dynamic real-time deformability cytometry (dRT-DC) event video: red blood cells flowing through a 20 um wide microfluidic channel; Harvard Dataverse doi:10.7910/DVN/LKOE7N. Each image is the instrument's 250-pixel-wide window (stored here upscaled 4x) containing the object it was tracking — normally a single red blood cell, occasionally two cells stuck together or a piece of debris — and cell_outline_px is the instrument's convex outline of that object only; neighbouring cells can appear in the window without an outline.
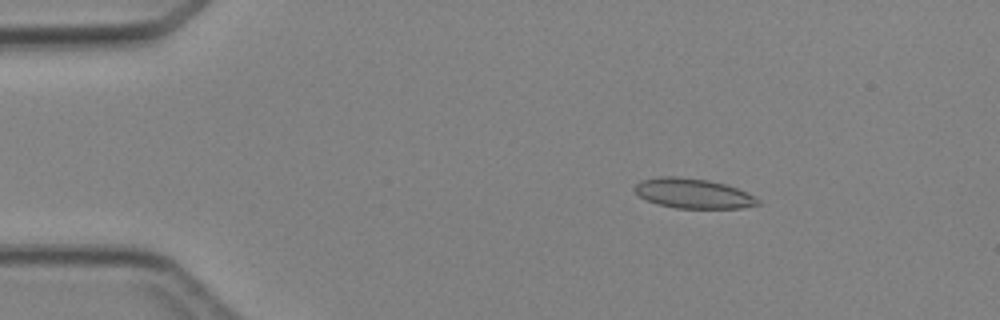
{"species": "Egyptian fruit bat (a non-hibernating species)", "species_latin": "Rousettus aegyptiacus", "temperature_condition": "cold", "stored_images_in_passage": 4, "camera_frame_rate_fps": 3000, "um_per_image_px": 0.085, "animal": {"sex": "female"}, "frame": {"image": 1, "passage_image": 3, "time_ms": 2.333, "image_size_px": [1000, 320], "cell_outline_px": [[760, 204], [744, 208], [676, 208], [656, 204], [640, 196], [632, 188], [640, 180], [656, 176], [676, 176], [708, 180], [724, 184], [748, 192], [760, 200]], "centroid_in_image_um": [58.9, 16.44], "position_along_channel_um": 26.1, "area_um2": 21.56}}